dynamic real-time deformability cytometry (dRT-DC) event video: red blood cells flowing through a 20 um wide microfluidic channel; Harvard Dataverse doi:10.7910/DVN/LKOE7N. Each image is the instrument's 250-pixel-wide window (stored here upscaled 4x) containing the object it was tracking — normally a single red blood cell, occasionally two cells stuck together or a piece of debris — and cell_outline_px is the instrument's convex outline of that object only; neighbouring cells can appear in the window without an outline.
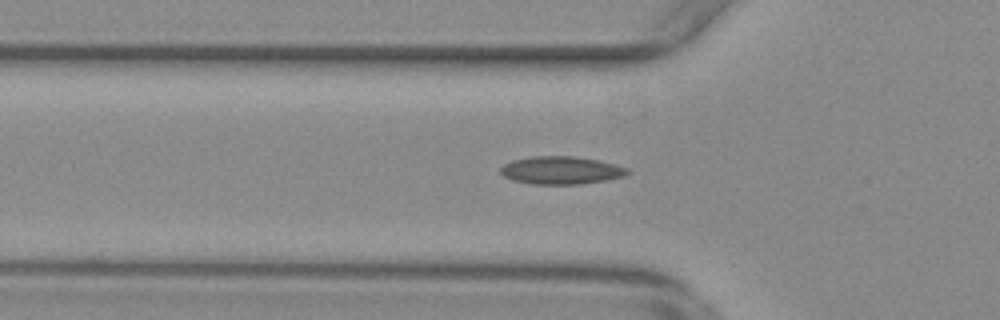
{"species": "common noctule bat (a hibernating species)", "species_latin": "Nyctalus noctula", "temperature_condition": "warm", "stored_images_in_passage": 41, "camera_frame_rate_fps": 3000, "um_per_image_px": 0.085, "animal": {"sex": "female", "body_mass_g": 29.2, "forearm_length_mm": 56.3}, "frame": {"image": 1, "passage_image": 8, "time_ms": 2.333, "image_size_px": [1000, 320], "cell_outline_px": [[632, 172], [624, 176], [608, 180], [580, 184], [532, 184], [512, 180], [504, 176], [500, 172], [500, 168], [504, 164], [512, 160], [532, 156], [572, 156], [596, 160], [628, 168]], "centroid_in_image_um": [47.68, 14.48], "position_along_channel_um": 78.1, "area_um2": 20.58}}
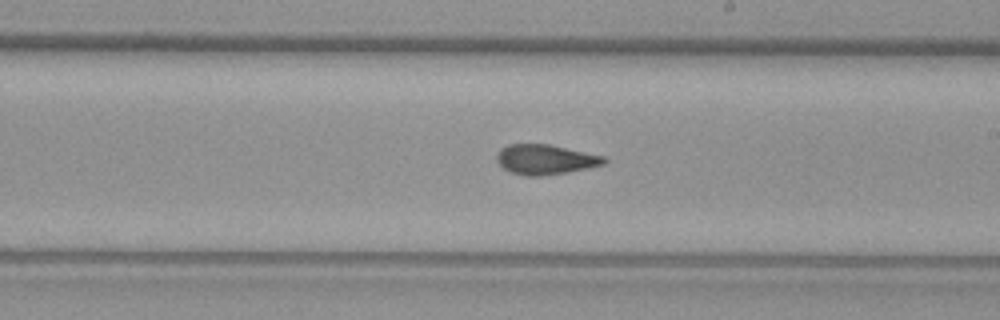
{"frame": {"image": 2, "passage_image": 21, "time_ms": 6.667, "image_size_px": [1000, 320], "cell_outline_px": [[608, 160], [604, 164], [588, 168], [568, 172], [540, 176], [524, 176], [508, 172], [496, 160], [496, 156], [500, 148], [508, 144], [548, 144], [604, 156]], "centroid_in_image_um": [46.33, 13.56], "position_along_channel_um": 242.7, "area_um2": 18.79}}
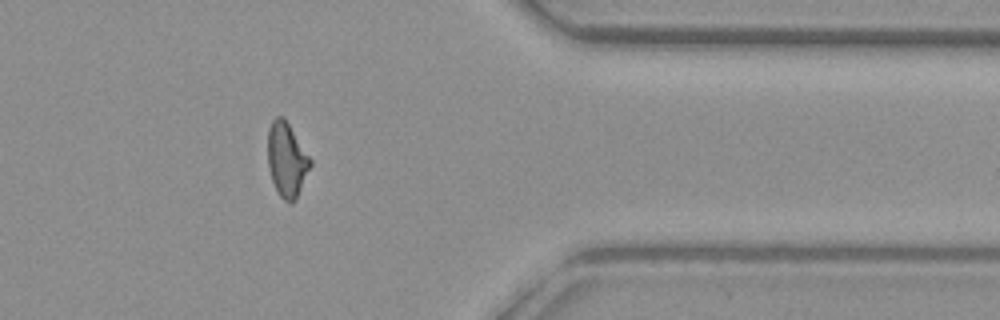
{"frame": {"image": 3, "passage_image": 34, "time_ms": 11.0, "image_size_px": [1000, 320], "cell_outline_px": [[312, 164], [296, 200], [292, 204], [284, 200], [280, 196], [272, 180], [268, 168], [268, 128], [272, 120], [276, 116], [284, 116], [312, 160]], "centroid_in_image_um": [24.38, 13.57], "position_along_channel_um": 387.0, "area_um2": 18.55}, "authors_computed_cell_mechanics": {"area_um2": 18.5538, "velocity_mm_per_s": 3.7797, "shape_relaxation_time_tau1_ms": null, "shape_relaxation_time_tau2_ms": 2.0484, "deformation_change_tau1": null, "deformation_change_tau2": 0.0729}}